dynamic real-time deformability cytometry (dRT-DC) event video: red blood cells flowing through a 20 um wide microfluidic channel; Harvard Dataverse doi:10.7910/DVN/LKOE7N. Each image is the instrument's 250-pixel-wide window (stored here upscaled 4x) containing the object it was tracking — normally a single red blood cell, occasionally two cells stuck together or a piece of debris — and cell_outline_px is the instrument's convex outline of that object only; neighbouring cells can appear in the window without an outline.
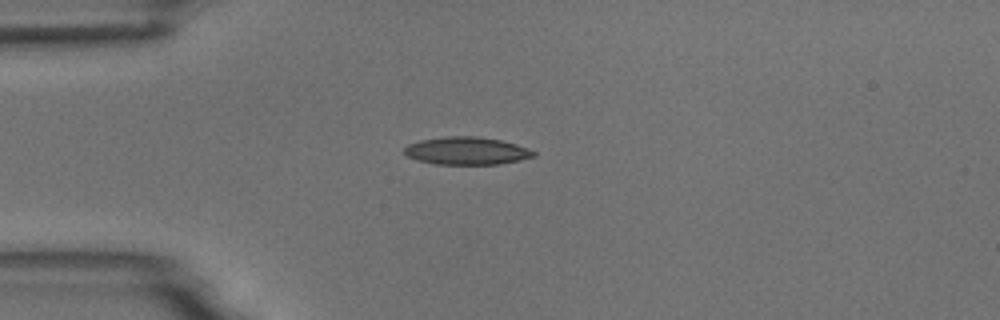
{"species": "common noctule bat (a hibernating species)", "species_latin": "Nyctalus noctula", "temperature_condition": "room temperature", "stored_images_in_passage": 4, "camera_frame_rate_fps": 3000, "um_per_image_px": 0.085, "animal": {"sex": "male", "body_mass_g": 18.8}, "frame": {"image": 1, "passage_image": 1, "time_ms": 0.0, "image_size_px": [1000, 320], "cell_outline_px": [[536, 156], [520, 160], [500, 164], [436, 164], [416, 160], [408, 156], [404, 152], [404, 148], [408, 144], [420, 140], [444, 136], [476, 136], [500, 140], [516, 144], [536, 152]], "centroid_in_image_um": [39.66, 12.82], "position_along_channel_um": 45.3, "area_um2": 20.87}}